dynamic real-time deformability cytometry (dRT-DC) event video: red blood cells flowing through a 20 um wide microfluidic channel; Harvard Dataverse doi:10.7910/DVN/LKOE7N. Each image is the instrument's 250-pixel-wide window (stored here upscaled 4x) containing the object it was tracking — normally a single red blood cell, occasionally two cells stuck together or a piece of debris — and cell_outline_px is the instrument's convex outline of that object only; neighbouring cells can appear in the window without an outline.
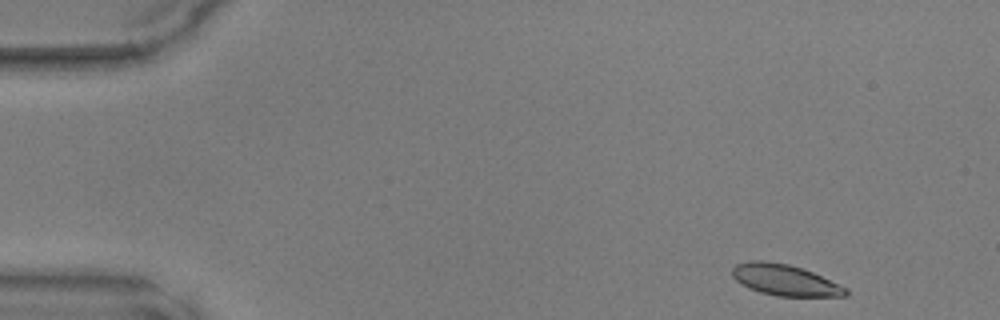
{"species": "common noctule bat (a hibernating species)", "species_latin": "Nyctalus noctula", "temperature_condition": "warm", "stored_images_in_passage": 45, "camera_frame_rate_fps": 3000, "um_per_image_px": 0.085, "animal": {"sex": "male", "body_mass_g": 17.9, "forearm_length_mm": 54.2}, "frame": {"image": 1, "passage_image": 1, "time_ms": 0.0, "image_size_px": [1000, 320], "cell_outline_px": [[848, 296], [776, 296], [760, 292], [748, 288], [740, 284], [732, 276], [732, 268], [736, 264], [748, 260], [764, 260], [788, 264], [812, 272], [848, 288]], "centroid_in_image_um": [66.68, 23.8], "position_along_channel_um": 18.3, "area_um2": 20.63}}
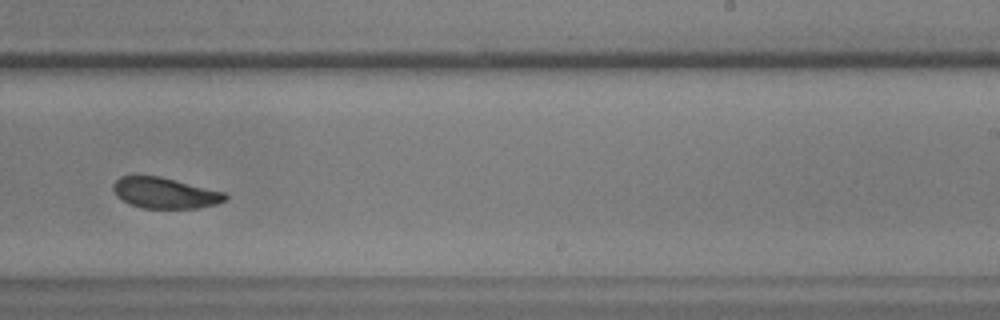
{"frame": {"image": 2, "passage_image": 27, "time_ms": 8.667, "image_size_px": [1000, 320], "cell_outline_px": [[228, 200], [216, 204], [196, 208], [144, 208], [128, 204], [116, 196], [112, 188], [112, 184], [120, 176], [160, 176], [224, 192], [228, 196]], "centroid_in_image_um": [14.0, 16.4], "position_along_channel_um": 275.0, "area_um2": 20.17}}
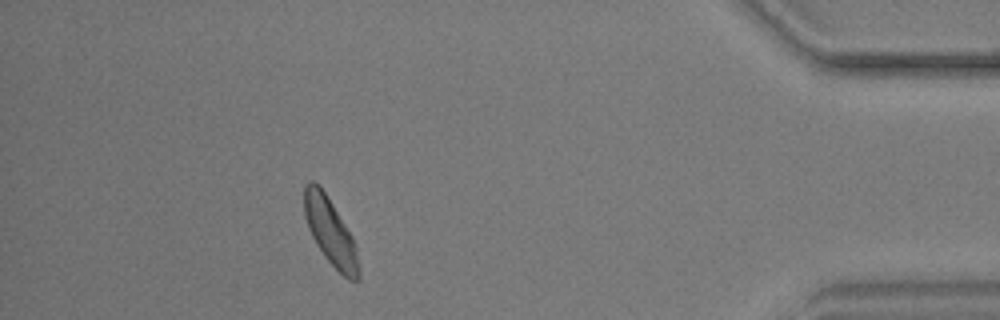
{"frame": {"image": 3, "passage_image": 40, "time_ms": 13.0, "image_size_px": [1000, 320], "cell_outline_px": [[360, 280], [348, 280], [324, 256], [316, 244], [308, 228], [304, 216], [304, 184], [308, 180], [312, 180], [324, 192], [332, 204], [352, 236], [356, 244], [360, 268]], "centroid_in_image_um": [28.09, 19.72], "position_along_channel_um": 407.1, "area_um2": 21.1}}